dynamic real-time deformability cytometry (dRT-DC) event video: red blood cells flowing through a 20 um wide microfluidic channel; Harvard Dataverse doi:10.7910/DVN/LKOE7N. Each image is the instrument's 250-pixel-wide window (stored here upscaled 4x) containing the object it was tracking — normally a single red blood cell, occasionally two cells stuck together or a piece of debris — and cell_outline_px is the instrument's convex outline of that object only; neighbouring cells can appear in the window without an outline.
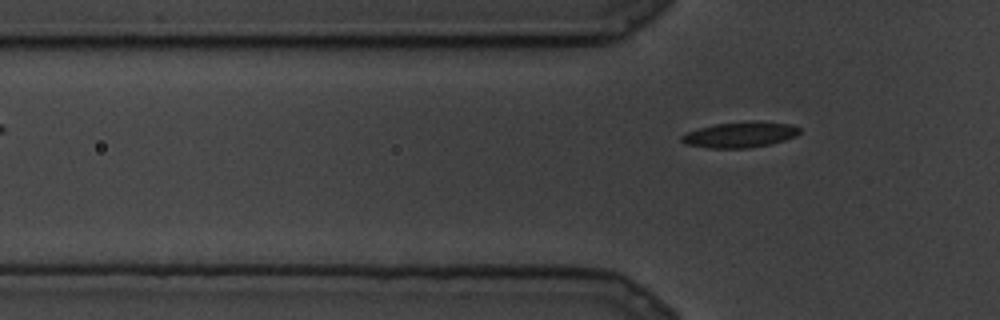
{"species": "common noctule bat (a hibernating species)", "species_latin": "Nyctalus noctula", "temperature_condition": "cold", "stored_images_in_passage": 8, "camera_frame_rate_fps": 3000, "um_per_image_px": 0.085, "animal": {"sex": "male", "body_mass_g": 19.5, "forearm_length_mm": 54.6}, "frame": {"image": 1, "passage_image": 8, "time_ms": 2.333, "image_size_px": [1000, 320], "cell_outline_px": [[800, 132], [796, 136], [772, 144], [748, 148], [708, 148], [684, 144], [680, 140], [680, 136], [688, 132], [712, 124], [756, 120], [792, 124], [800, 128]], "centroid_in_image_um": [62.91, 11.44], "position_along_channel_um": 62.9, "area_um2": 17.92}}